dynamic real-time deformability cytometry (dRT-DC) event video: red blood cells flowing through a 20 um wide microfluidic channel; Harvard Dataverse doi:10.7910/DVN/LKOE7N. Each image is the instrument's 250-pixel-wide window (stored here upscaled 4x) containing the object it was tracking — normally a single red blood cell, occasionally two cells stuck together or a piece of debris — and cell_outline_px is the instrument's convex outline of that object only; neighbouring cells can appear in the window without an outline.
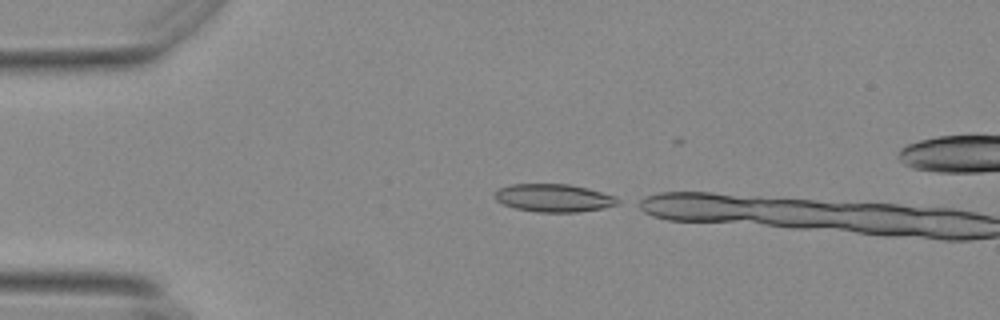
{"species": "Egyptian fruit bat (a non-hibernating species)", "species_latin": "Rousettus aegyptiacus", "temperature_condition": "warm", "stored_images_in_passage": 3, "camera_frame_rate_fps": 3000, "um_per_image_px": 0.085, "animal": {"sex": "female"}, "frame": {"image": 1, "passage_image": 1, "time_ms": 0.0, "image_size_px": [1000, 320], "cell_outline_px": [[624, 200], [620, 204], [604, 208], [576, 212], [536, 212], [516, 208], [504, 204], [496, 200], [492, 196], [492, 192], [500, 188], [512, 184], [568, 184], [588, 188], [616, 196]], "centroid_in_image_um": [47.11, 16.82], "position_along_channel_um": 37.9, "area_um2": 20.29}}